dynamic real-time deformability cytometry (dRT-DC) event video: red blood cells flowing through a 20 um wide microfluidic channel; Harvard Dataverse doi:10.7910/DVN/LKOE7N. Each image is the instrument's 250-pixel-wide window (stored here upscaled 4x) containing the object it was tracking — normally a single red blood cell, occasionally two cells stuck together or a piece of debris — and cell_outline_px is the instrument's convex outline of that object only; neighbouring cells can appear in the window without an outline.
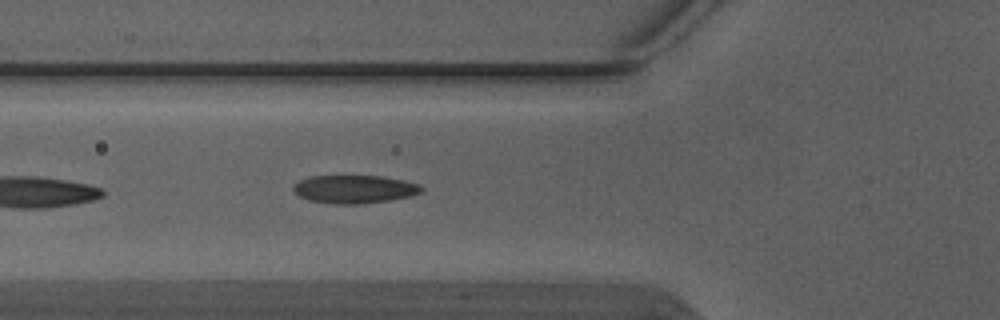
{"species": "Egyptian fruit bat (a non-hibernating species)", "species_latin": "Rousettus aegyptiacus", "temperature_condition": "warm", "stored_images_in_passage": 5, "camera_frame_rate_fps": 3000, "um_per_image_px": 0.085, "animal": {"sex": "male"}, "frame": {"image": 1, "passage_image": 5, "time_ms": 1.333, "image_size_px": [1000, 320], "cell_outline_px": [[424, 192], [412, 196], [392, 200], [360, 204], [332, 204], [308, 200], [300, 196], [292, 188], [292, 184], [308, 176], [380, 176], [404, 180], [420, 184], [424, 188]], "centroid_in_image_um": [30.16, 16.08], "position_along_channel_um": 95.6, "area_um2": 21.33}}